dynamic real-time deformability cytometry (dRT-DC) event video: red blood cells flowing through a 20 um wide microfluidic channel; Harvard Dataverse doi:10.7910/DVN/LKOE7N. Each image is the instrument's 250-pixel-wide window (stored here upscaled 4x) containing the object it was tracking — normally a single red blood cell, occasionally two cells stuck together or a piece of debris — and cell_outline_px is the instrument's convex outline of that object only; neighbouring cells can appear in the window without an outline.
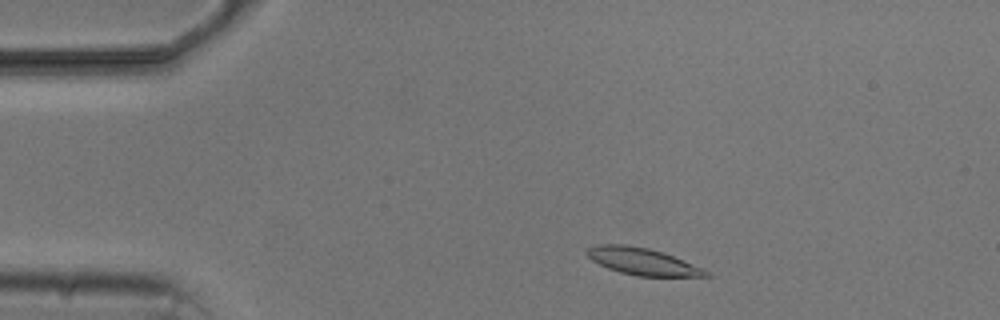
{"species": "common noctule bat (a hibernating species)", "species_latin": "Nyctalus noctula", "temperature_condition": "cold", "stored_images_in_passage": 3, "camera_frame_rate_fps": 3000, "um_per_image_px": 0.085, "animal": {"sex": "male", "body_mass_g": 20.5, "forearm_length_mm": 52.5}, "frame": {"image": 1, "passage_image": 2, "time_ms": 1.0, "image_size_px": [1000, 320], "cell_outline_px": [[712, 276], [636, 276], [620, 272], [608, 268], [592, 260], [584, 252], [588, 248], [596, 244], [624, 244], [648, 248], [664, 252], [704, 268]], "centroid_in_image_um": [54.61, 22.21], "position_along_channel_um": 30.4, "area_um2": 18.73}}